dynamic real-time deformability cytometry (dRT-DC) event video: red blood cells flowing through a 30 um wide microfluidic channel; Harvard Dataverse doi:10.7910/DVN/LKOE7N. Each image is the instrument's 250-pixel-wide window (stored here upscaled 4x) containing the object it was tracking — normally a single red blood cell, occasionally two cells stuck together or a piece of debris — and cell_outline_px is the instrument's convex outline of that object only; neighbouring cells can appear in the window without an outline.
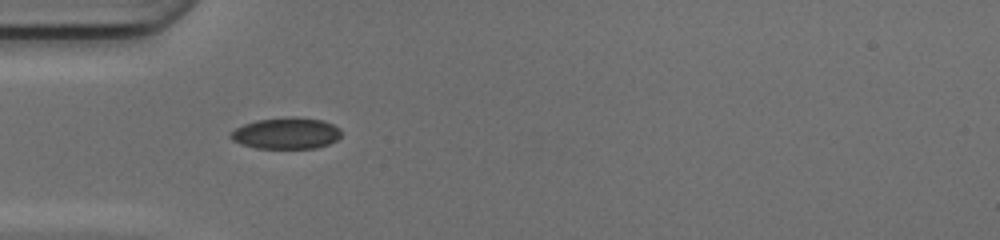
{"species": "common noctule bat (a hibernating species)", "species_latin": "Nyctalus noctula", "temperature_condition": "cold", "stored_images_in_passage": 35, "camera_frame_rate_fps": 3000, "um_per_image_px": 0.085, "animal": {"sex": "female", "body_mass_g": 17.0, "forearm_length_mm": 48.0}, "frame": {"image": 1, "passage_image": 1, "time_ms": 0.0, "image_size_px": [1000, 240], "cell_outline_px": [[340, 136], [336, 140], [328, 144], [316, 148], [256, 148], [240, 144], [232, 140], [228, 136], [236, 128], [244, 124], [256, 120], [296, 116], [324, 120], [340, 128]], "centroid_in_image_um": [24.33, 11.32], "position_along_channel_um": 60.7, "area_um2": 20.29}}
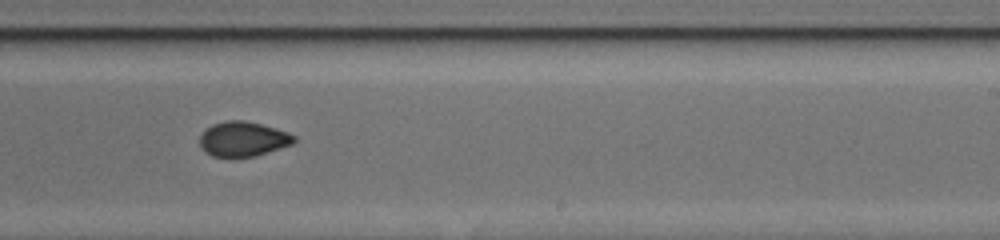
{"frame": {"image": 2, "passage_image": 16, "time_ms": 5.0, "image_size_px": [1000, 240], "cell_outline_px": [[296, 140], [292, 144], [256, 156], [232, 160], [212, 156], [204, 152], [200, 144], [200, 136], [212, 124], [228, 120], [244, 120], [260, 124], [288, 132], [296, 136]], "centroid_in_image_um": [20.64, 11.86], "position_along_channel_um": 268.4, "area_um2": 19.54}}
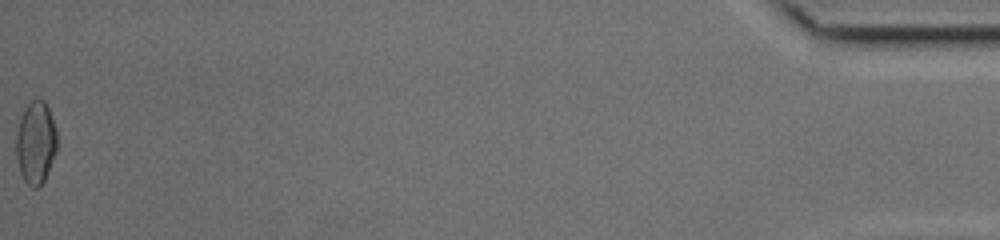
{"frame": {"image": 3, "passage_image": 35, "time_ms": 11.333, "image_size_px": [1000, 240], "cell_outline_px": [[56, 152], [48, 172], [44, 180], [36, 188], [32, 188], [24, 180], [20, 172], [16, 156], [16, 136], [20, 120], [24, 108], [32, 100], [44, 100], [48, 108], [56, 132]], "centroid_in_image_um": [3.03, 12.14], "position_along_channel_um": 432.2, "area_um2": 19.36}, "authors_computed_cell_mechanics": {"area_um2": 19.5364, "velocity_mm_per_s": 4.1947, "shape_relaxation_time_tau1_ms": 5.2065, "shape_relaxation_time_tau2_ms": 1.7646, "deformation_change_tau1": 0.1284, "deformation_change_tau2": 0.0485}}